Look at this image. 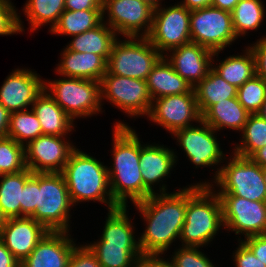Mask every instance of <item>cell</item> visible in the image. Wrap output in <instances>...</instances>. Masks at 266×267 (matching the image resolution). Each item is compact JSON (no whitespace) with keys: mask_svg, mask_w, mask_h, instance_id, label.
Masks as SVG:
<instances>
[{"mask_svg":"<svg viewBox=\"0 0 266 267\" xmlns=\"http://www.w3.org/2000/svg\"><path fill=\"white\" fill-rule=\"evenodd\" d=\"M176 153L164 145L141 144L140 143V167L143 185L152 193H156L152 185L165 179L175 167Z\"/></svg>","mask_w":266,"mask_h":267,"instance_id":"7402d4cb","label":"cell"},{"mask_svg":"<svg viewBox=\"0 0 266 267\" xmlns=\"http://www.w3.org/2000/svg\"><path fill=\"white\" fill-rule=\"evenodd\" d=\"M146 83L152 98L189 93L193 87L182 78L166 60L164 55L153 66Z\"/></svg>","mask_w":266,"mask_h":267,"instance_id":"cb8c5ba5","label":"cell"},{"mask_svg":"<svg viewBox=\"0 0 266 267\" xmlns=\"http://www.w3.org/2000/svg\"><path fill=\"white\" fill-rule=\"evenodd\" d=\"M200 248L182 246L175 250L170 261L174 267H215L212 261L199 250Z\"/></svg>","mask_w":266,"mask_h":267,"instance_id":"74e56055","label":"cell"},{"mask_svg":"<svg viewBox=\"0 0 266 267\" xmlns=\"http://www.w3.org/2000/svg\"><path fill=\"white\" fill-rule=\"evenodd\" d=\"M104 19L98 26L73 36L72 41L66 48L82 53H94L102 56L107 61L112 46L118 40V37L117 33L106 24Z\"/></svg>","mask_w":266,"mask_h":267,"instance_id":"4316f807","label":"cell"},{"mask_svg":"<svg viewBox=\"0 0 266 267\" xmlns=\"http://www.w3.org/2000/svg\"><path fill=\"white\" fill-rule=\"evenodd\" d=\"M225 230L246 238L266 234V201H252L231 194H218Z\"/></svg>","mask_w":266,"mask_h":267,"instance_id":"5bb4252c","label":"cell"},{"mask_svg":"<svg viewBox=\"0 0 266 267\" xmlns=\"http://www.w3.org/2000/svg\"><path fill=\"white\" fill-rule=\"evenodd\" d=\"M72 201L62 173H37V208L30 216L51 232H69Z\"/></svg>","mask_w":266,"mask_h":267,"instance_id":"8992f818","label":"cell"},{"mask_svg":"<svg viewBox=\"0 0 266 267\" xmlns=\"http://www.w3.org/2000/svg\"><path fill=\"white\" fill-rule=\"evenodd\" d=\"M159 254H142L133 267H174L171 261H166Z\"/></svg>","mask_w":266,"mask_h":267,"instance_id":"f6af8a7d","label":"cell"},{"mask_svg":"<svg viewBox=\"0 0 266 267\" xmlns=\"http://www.w3.org/2000/svg\"><path fill=\"white\" fill-rule=\"evenodd\" d=\"M63 77L55 81H44V90L73 121L102 112L99 81Z\"/></svg>","mask_w":266,"mask_h":267,"instance_id":"52a82bcc","label":"cell"},{"mask_svg":"<svg viewBox=\"0 0 266 267\" xmlns=\"http://www.w3.org/2000/svg\"><path fill=\"white\" fill-rule=\"evenodd\" d=\"M258 114L264 118L266 120V99L261 107V109L259 110Z\"/></svg>","mask_w":266,"mask_h":267,"instance_id":"db71d44e","label":"cell"},{"mask_svg":"<svg viewBox=\"0 0 266 267\" xmlns=\"http://www.w3.org/2000/svg\"><path fill=\"white\" fill-rule=\"evenodd\" d=\"M56 72L61 76L89 79L101 82L107 72V61L94 53H82L65 48Z\"/></svg>","mask_w":266,"mask_h":267,"instance_id":"603a6c76","label":"cell"},{"mask_svg":"<svg viewBox=\"0 0 266 267\" xmlns=\"http://www.w3.org/2000/svg\"><path fill=\"white\" fill-rule=\"evenodd\" d=\"M258 40L249 47L255 57L256 74L266 80V37Z\"/></svg>","mask_w":266,"mask_h":267,"instance_id":"7bdbcfd3","label":"cell"},{"mask_svg":"<svg viewBox=\"0 0 266 267\" xmlns=\"http://www.w3.org/2000/svg\"><path fill=\"white\" fill-rule=\"evenodd\" d=\"M102 10H64L50 32L58 35L76 36L98 26L103 21Z\"/></svg>","mask_w":266,"mask_h":267,"instance_id":"4dcf8cb0","label":"cell"},{"mask_svg":"<svg viewBox=\"0 0 266 267\" xmlns=\"http://www.w3.org/2000/svg\"><path fill=\"white\" fill-rule=\"evenodd\" d=\"M0 88V104L10 113L28 110L44 91V81L30 69H15Z\"/></svg>","mask_w":266,"mask_h":267,"instance_id":"ac0fdd59","label":"cell"},{"mask_svg":"<svg viewBox=\"0 0 266 267\" xmlns=\"http://www.w3.org/2000/svg\"><path fill=\"white\" fill-rule=\"evenodd\" d=\"M65 137L43 134L30 141L24 146L27 168L32 173H61L76 148Z\"/></svg>","mask_w":266,"mask_h":267,"instance_id":"e0dca14e","label":"cell"},{"mask_svg":"<svg viewBox=\"0 0 266 267\" xmlns=\"http://www.w3.org/2000/svg\"><path fill=\"white\" fill-rule=\"evenodd\" d=\"M101 100L107 99L124 113L135 116H148L152 98L146 80L133 79L106 72L100 82Z\"/></svg>","mask_w":266,"mask_h":267,"instance_id":"8fae6325","label":"cell"},{"mask_svg":"<svg viewBox=\"0 0 266 267\" xmlns=\"http://www.w3.org/2000/svg\"><path fill=\"white\" fill-rule=\"evenodd\" d=\"M191 42L212 52H220L237 38L230 11L213 6L192 10L190 14Z\"/></svg>","mask_w":266,"mask_h":267,"instance_id":"30bf717a","label":"cell"},{"mask_svg":"<svg viewBox=\"0 0 266 267\" xmlns=\"http://www.w3.org/2000/svg\"><path fill=\"white\" fill-rule=\"evenodd\" d=\"M239 1L240 0H212L211 6L231 12Z\"/></svg>","mask_w":266,"mask_h":267,"instance_id":"f907efd6","label":"cell"},{"mask_svg":"<svg viewBox=\"0 0 266 267\" xmlns=\"http://www.w3.org/2000/svg\"><path fill=\"white\" fill-rule=\"evenodd\" d=\"M244 51L242 55H231L218 65H212L226 82L237 88L256 75L254 54L249 46Z\"/></svg>","mask_w":266,"mask_h":267,"instance_id":"f546056e","label":"cell"},{"mask_svg":"<svg viewBox=\"0 0 266 267\" xmlns=\"http://www.w3.org/2000/svg\"><path fill=\"white\" fill-rule=\"evenodd\" d=\"M10 0L0 1V35H12L24 31L20 16Z\"/></svg>","mask_w":266,"mask_h":267,"instance_id":"f35d334b","label":"cell"},{"mask_svg":"<svg viewBox=\"0 0 266 267\" xmlns=\"http://www.w3.org/2000/svg\"><path fill=\"white\" fill-rule=\"evenodd\" d=\"M103 0H65V10H102Z\"/></svg>","mask_w":266,"mask_h":267,"instance_id":"bcb514c9","label":"cell"},{"mask_svg":"<svg viewBox=\"0 0 266 267\" xmlns=\"http://www.w3.org/2000/svg\"><path fill=\"white\" fill-rule=\"evenodd\" d=\"M141 1L148 4L153 9H157L161 5V2H160L161 0H141Z\"/></svg>","mask_w":266,"mask_h":267,"instance_id":"f5cc1de1","label":"cell"},{"mask_svg":"<svg viewBox=\"0 0 266 267\" xmlns=\"http://www.w3.org/2000/svg\"><path fill=\"white\" fill-rule=\"evenodd\" d=\"M262 175H263V179H264V184L266 185V166L262 167Z\"/></svg>","mask_w":266,"mask_h":267,"instance_id":"9f6ffc18","label":"cell"},{"mask_svg":"<svg viewBox=\"0 0 266 267\" xmlns=\"http://www.w3.org/2000/svg\"><path fill=\"white\" fill-rule=\"evenodd\" d=\"M127 207L108 211L100 241L86 244L96 255L101 267H133L142 255Z\"/></svg>","mask_w":266,"mask_h":267,"instance_id":"5b68a950","label":"cell"},{"mask_svg":"<svg viewBox=\"0 0 266 267\" xmlns=\"http://www.w3.org/2000/svg\"><path fill=\"white\" fill-rule=\"evenodd\" d=\"M49 231L31 217L5 219L0 240L21 263Z\"/></svg>","mask_w":266,"mask_h":267,"instance_id":"ffe728a7","label":"cell"},{"mask_svg":"<svg viewBox=\"0 0 266 267\" xmlns=\"http://www.w3.org/2000/svg\"><path fill=\"white\" fill-rule=\"evenodd\" d=\"M21 217H30L37 208V173L25 182L22 189Z\"/></svg>","mask_w":266,"mask_h":267,"instance_id":"ab89813d","label":"cell"},{"mask_svg":"<svg viewBox=\"0 0 266 267\" xmlns=\"http://www.w3.org/2000/svg\"><path fill=\"white\" fill-rule=\"evenodd\" d=\"M0 267H20V262L0 240Z\"/></svg>","mask_w":266,"mask_h":267,"instance_id":"7dc6e473","label":"cell"},{"mask_svg":"<svg viewBox=\"0 0 266 267\" xmlns=\"http://www.w3.org/2000/svg\"><path fill=\"white\" fill-rule=\"evenodd\" d=\"M4 222H5V218L2 216L1 212H0V232H1V229L4 225Z\"/></svg>","mask_w":266,"mask_h":267,"instance_id":"11a10c76","label":"cell"},{"mask_svg":"<svg viewBox=\"0 0 266 267\" xmlns=\"http://www.w3.org/2000/svg\"><path fill=\"white\" fill-rule=\"evenodd\" d=\"M168 52L172 53L167 55L166 52L164 56L166 60L193 88L208 75L214 63L213 57L218 56V52H212L194 42L181 45Z\"/></svg>","mask_w":266,"mask_h":267,"instance_id":"d6986e66","label":"cell"},{"mask_svg":"<svg viewBox=\"0 0 266 267\" xmlns=\"http://www.w3.org/2000/svg\"><path fill=\"white\" fill-rule=\"evenodd\" d=\"M68 233L49 231L20 263V267H67L76 247Z\"/></svg>","mask_w":266,"mask_h":267,"instance_id":"44dd1931","label":"cell"},{"mask_svg":"<svg viewBox=\"0 0 266 267\" xmlns=\"http://www.w3.org/2000/svg\"><path fill=\"white\" fill-rule=\"evenodd\" d=\"M31 176L28 168L1 176L0 212L5 219L21 217L22 189Z\"/></svg>","mask_w":266,"mask_h":267,"instance_id":"f1b7e54d","label":"cell"},{"mask_svg":"<svg viewBox=\"0 0 266 267\" xmlns=\"http://www.w3.org/2000/svg\"><path fill=\"white\" fill-rule=\"evenodd\" d=\"M149 120L173 134L176 130L193 126L191 121L200 122L194 88L186 94L168 95L152 100Z\"/></svg>","mask_w":266,"mask_h":267,"instance_id":"9a60e30c","label":"cell"},{"mask_svg":"<svg viewBox=\"0 0 266 267\" xmlns=\"http://www.w3.org/2000/svg\"><path fill=\"white\" fill-rule=\"evenodd\" d=\"M67 267H101V265L87 245H80L74 248Z\"/></svg>","mask_w":266,"mask_h":267,"instance_id":"60d3db41","label":"cell"},{"mask_svg":"<svg viewBox=\"0 0 266 267\" xmlns=\"http://www.w3.org/2000/svg\"><path fill=\"white\" fill-rule=\"evenodd\" d=\"M165 185V186H164ZM159 188L145 200L135 203L147 226L138 237L142 254L163 255L176 238L180 239L187 210V187L166 193L167 186Z\"/></svg>","mask_w":266,"mask_h":267,"instance_id":"6da1fadb","label":"cell"},{"mask_svg":"<svg viewBox=\"0 0 266 267\" xmlns=\"http://www.w3.org/2000/svg\"><path fill=\"white\" fill-rule=\"evenodd\" d=\"M199 124L176 130L172 135L196 168L219 165L226 158L214 134L216 131L202 119Z\"/></svg>","mask_w":266,"mask_h":267,"instance_id":"2e32d148","label":"cell"},{"mask_svg":"<svg viewBox=\"0 0 266 267\" xmlns=\"http://www.w3.org/2000/svg\"><path fill=\"white\" fill-rule=\"evenodd\" d=\"M201 116L214 104L237 97L238 88L226 82L213 68L194 87Z\"/></svg>","mask_w":266,"mask_h":267,"instance_id":"83f0119b","label":"cell"},{"mask_svg":"<svg viewBox=\"0 0 266 267\" xmlns=\"http://www.w3.org/2000/svg\"><path fill=\"white\" fill-rule=\"evenodd\" d=\"M261 0H240L231 11L233 29L238 37L260 27L265 9Z\"/></svg>","mask_w":266,"mask_h":267,"instance_id":"d6a6232c","label":"cell"},{"mask_svg":"<svg viewBox=\"0 0 266 267\" xmlns=\"http://www.w3.org/2000/svg\"><path fill=\"white\" fill-rule=\"evenodd\" d=\"M40 135H43L42 128L32 109L11 113L7 137L26 146Z\"/></svg>","mask_w":266,"mask_h":267,"instance_id":"e575fe53","label":"cell"},{"mask_svg":"<svg viewBox=\"0 0 266 267\" xmlns=\"http://www.w3.org/2000/svg\"><path fill=\"white\" fill-rule=\"evenodd\" d=\"M212 186L210 182H200L187 187V210L180 233L181 246H206L217 235L220 227H224L221 201Z\"/></svg>","mask_w":266,"mask_h":267,"instance_id":"3957f363","label":"cell"},{"mask_svg":"<svg viewBox=\"0 0 266 267\" xmlns=\"http://www.w3.org/2000/svg\"><path fill=\"white\" fill-rule=\"evenodd\" d=\"M27 168L25 147L14 139H0V177L3 174L17 173Z\"/></svg>","mask_w":266,"mask_h":267,"instance_id":"d590c367","label":"cell"},{"mask_svg":"<svg viewBox=\"0 0 266 267\" xmlns=\"http://www.w3.org/2000/svg\"><path fill=\"white\" fill-rule=\"evenodd\" d=\"M61 173L73 205L98 201L107 204L108 211L120 207L110 191L107 166L95 157L75 148Z\"/></svg>","mask_w":266,"mask_h":267,"instance_id":"277c9868","label":"cell"},{"mask_svg":"<svg viewBox=\"0 0 266 267\" xmlns=\"http://www.w3.org/2000/svg\"><path fill=\"white\" fill-rule=\"evenodd\" d=\"M250 158L256 164H259L261 167H265L266 166V146L257 150Z\"/></svg>","mask_w":266,"mask_h":267,"instance_id":"816d5d0a","label":"cell"},{"mask_svg":"<svg viewBox=\"0 0 266 267\" xmlns=\"http://www.w3.org/2000/svg\"><path fill=\"white\" fill-rule=\"evenodd\" d=\"M162 56L147 37H126L123 41L118 39L108 57L107 72L146 80Z\"/></svg>","mask_w":266,"mask_h":267,"instance_id":"9c48e42d","label":"cell"},{"mask_svg":"<svg viewBox=\"0 0 266 267\" xmlns=\"http://www.w3.org/2000/svg\"><path fill=\"white\" fill-rule=\"evenodd\" d=\"M64 10L65 0H27L23 8L31 32L48 23L52 30Z\"/></svg>","mask_w":266,"mask_h":267,"instance_id":"1f68e13d","label":"cell"},{"mask_svg":"<svg viewBox=\"0 0 266 267\" xmlns=\"http://www.w3.org/2000/svg\"><path fill=\"white\" fill-rule=\"evenodd\" d=\"M236 249L233 254L236 267H266L242 241L239 240V247Z\"/></svg>","mask_w":266,"mask_h":267,"instance_id":"b9f144b4","label":"cell"},{"mask_svg":"<svg viewBox=\"0 0 266 267\" xmlns=\"http://www.w3.org/2000/svg\"><path fill=\"white\" fill-rule=\"evenodd\" d=\"M249 115V112L239 103L238 98L234 97L212 105L202 115V120L215 131L230 128L240 132Z\"/></svg>","mask_w":266,"mask_h":267,"instance_id":"484cf974","label":"cell"},{"mask_svg":"<svg viewBox=\"0 0 266 267\" xmlns=\"http://www.w3.org/2000/svg\"><path fill=\"white\" fill-rule=\"evenodd\" d=\"M11 113L0 104V139L7 137Z\"/></svg>","mask_w":266,"mask_h":267,"instance_id":"c3c4849f","label":"cell"},{"mask_svg":"<svg viewBox=\"0 0 266 267\" xmlns=\"http://www.w3.org/2000/svg\"><path fill=\"white\" fill-rule=\"evenodd\" d=\"M238 239L252 251L257 259L266 265V234L248 236L244 240Z\"/></svg>","mask_w":266,"mask_h":267,"instance_id":"ee69618b","label":"cell"},{"mask_svg":"<svg viewBox=\"0 0 266 267\" xmlns=\"http://www.w3.org/2000/svg\"><path fill=\"white\" fill-rule=\"evenodd\" d=\"M31 109L38 117L44 135L66 136L74 130L72 118L45 90L36 98Z\"/></svg>","mask_w":266,"mask_h":267,"instance_id":"d4e9b609","label":"cell"},{"mask_svg":"<svg viewBox=\"0 0 266 267\" xmlns=\"http://www.w3.org/2000/svg\"><path fill=\"white\" fill-rule=\"evenodd\" d=\"M237 98L249 114L258 113L266 99V80L254 75L238 88Z\"/></svg>","mask_w":266,"mask_h":267,"instance_id":"8d00e7d4","label":"cell"},{"mask_svg":"<svg viewBox=\"0 0 266 267\" xmlns=\"http://www.w3.org/2000/svg\"><path fill=\"white\" fill-rule=\"evenodd\" d=\"M102 11L103 18L108 14L106 24L123 38L147 37L151 31L154 9L141 0H103Z\"/></svg>","mask_w":266,"mask_h":267,"instance_id":"4fadbf2b","label":"cell"},{"mask_svg":"<svg viewBox=\"0 0 266 267\" xmlns=\"http://www.w3.org/2000/svg\"><path fill=\"white\" fill-rule=\"evenodd\" d=\"M140 139L124 122H116L113 130V167L107 166L109 186L114 201L123 207L129 198L133 204L152 193L143 185L140 167Z\"/></svg>","mask_w":266,"mask_h":267,"instance_id":"7a4b0ae2","label":"cell"},{"mask_svg":"<svg viewBox=\"0 0 266 267\" xmlns=\"http://www.w3.org/2000/svg\"><path fill=\"white\" fill-rule=\"evenodd\" d=\"M242 139L233 152L250 158L257 150L266 146V120L258 113L250 114L242 130Z\"/></svg>","mask_w":266,"mask_h":267,"instance_id":"836d02e7","label":"cell"},{"mask_svg":"<svg viewBox=\"0 0 266 267\" xmlns=\"http://www.w3.org/2000/svg\"><path fill=\"white\" fill-rule=\"evenodd\" d=\"M212 0H184L178 4L186 7L188 10H196L211 6Z\"/></svg>","mask_w":266,"mask_h":267,"instance_id":"681fc988","label":"cell"},{"mask_svg":"<svg viewBox=\"0 0 266 267\" xmlns=\"http://www.w3.org/2000/svg\"><path fill=\"white\" fill-rule=\"evenodd\" d=\"M161 6L153 11L152 28L147 38L163 55L164 51L191 42V11L180 4L166 8Z\"/></svg>","mask_w":266,"mask_h":267,"instance_id":"7c38bea8","label":"cell"},{"mask_svg":"<svg viewBox=\"0 0 266 267\" xmlns=\"http://www.w3.org/2000/svg\"><path fill=\"white\" fill-rule=\"evenodd\" d=\"M225 166L216 168L214 180L217 194H231L252 201H266V185L262 167L251 158L232 155Z\"/></svg>","mask_w":266,"mask_h":267,"instance_id":"ba28073f","label":"cell"}]
</instances>
